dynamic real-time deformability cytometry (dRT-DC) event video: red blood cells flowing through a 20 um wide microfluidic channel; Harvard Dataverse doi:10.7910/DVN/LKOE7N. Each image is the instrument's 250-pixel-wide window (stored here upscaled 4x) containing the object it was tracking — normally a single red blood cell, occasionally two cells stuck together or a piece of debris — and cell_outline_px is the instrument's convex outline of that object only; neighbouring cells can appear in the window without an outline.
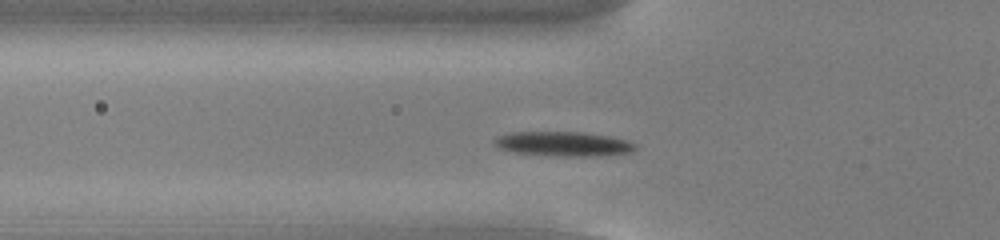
{"species": "common noctule bat (a hibernating species)", "species_latin": "Nyctalus noctula", "temperature_condition": "cold", "stored_images_in_passage": 44, "camera_frame_rate_fps": 3000, "um_per_image_px": 0.085, "animal": {"sex": "male", "body_mass_g": 13.0, "forearm_length_mm": 53.1}, "frame": {"image": 1, "passage_image": 9, "time_ms": 2.667, "image_size_px": [1000, 240], "cell_outline_px": [[636, 148], [632, 152], [604, 156], [552, 156], [516, 152], [500, 148], [492, 144], [492, 140], [496, 136], [512, 132], [584, 132], [612, 136], [628, 140], [636, 144]], "centroid_in_image_um": [47.91, 12.23], "position_along_channel_um": 77.9, "area_um2": 20.52}}
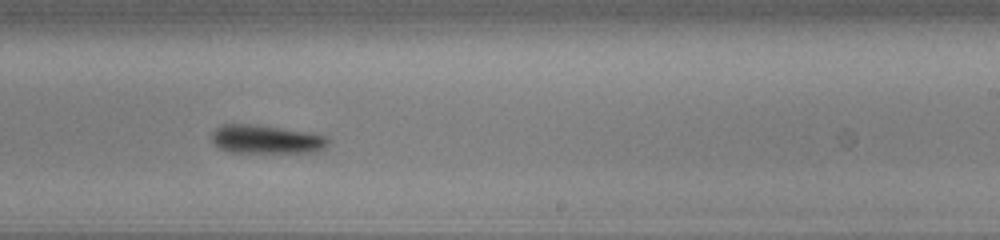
{"frame": {"image": 2, "passage_image": 24, "time_ms": 7.667, "image_size_px": [1000, 240], "cell_outline_px": [[328, 144], [324, 148], [316, 152], [228, 152], [220, 148], [212, 140], [212, 132], [216, 128], [224, 124], [256, 124], [328, 136]], "centroid_in_image_um": [22.62, 11.84], "position_along_channel_um": 266.4, "area_um2": 19.19}}
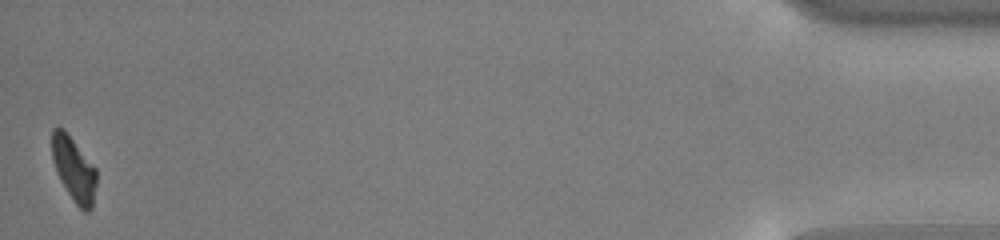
{"frame": {"image": 3, "passage_image": 44, "time_ms": 14.333, "image_size_px": [1000, 240], "cell_outline_px": [[96, 184], [92, 208], [88, 212], [84, 212], [76, 204], [60, 180], [52, 160], [52, 128], [64, 128], [96, 168]], "centroid_in_image_um": [6.28, 14.37], "position_along_channel_um": 428.9, "area_um2": 16.59}, "authors_computed_cell_mechanics": {"area_um2": 18.8428, "velocity_mm_per_s": 3.7793, "shape_relaxation_time_tau1_ms": 2.0618, "shape_relaxation_time_tau2_ms": null, "deformation_change_tau1": 0.0988, "deformation_change_tau2": null}}